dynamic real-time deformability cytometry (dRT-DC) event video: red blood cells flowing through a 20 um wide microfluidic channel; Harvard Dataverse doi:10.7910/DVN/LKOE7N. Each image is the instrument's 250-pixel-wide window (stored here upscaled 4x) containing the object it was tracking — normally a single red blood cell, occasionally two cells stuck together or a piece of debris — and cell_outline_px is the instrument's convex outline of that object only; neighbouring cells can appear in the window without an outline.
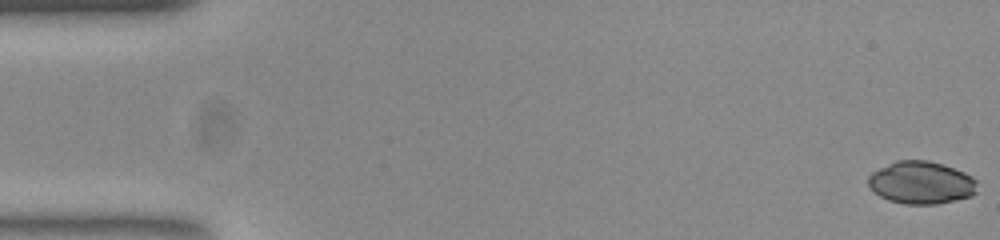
{"species": "common noctule bat (a hibernating species)", "species_latin": "Nyctalus noctula", "temperature_condition": "room temperature", "stored_images_in_passage": 54, "camera_frame_rate_fps": 3000, "um_per_image_px": 0.085, "animal": {"sex": "female", "body_mass_g": 23.0, "forearm_length_mm": 53.4}, "frame": {"image": 1, "passage_image": 1, "time_ms": 0.0, "image_size_px": [1000, 240], "cell_outline_px": [[976, 192], [972, 196], [956, 200], [936, 204], [904, 204], [888, 200], [872, 192], [868, 184], [868, 176], [872, 172], [896, 160], [928, 160], [964, 172], [972, 176], [976, 180]], "centroid_in_image_um": [78.28, 15.53], "position_along_channel_um": 6.7, "area_um2": 27.11}}
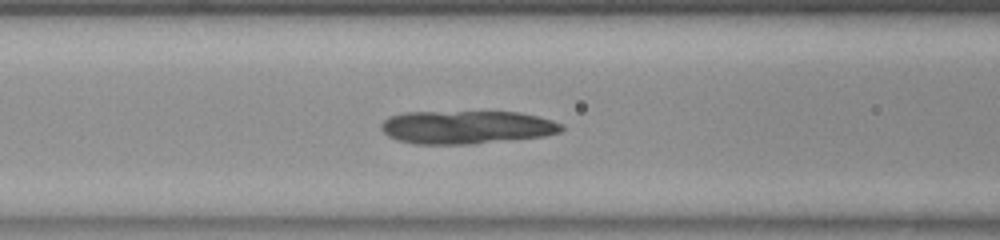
{"frame": {"image": 2, "passage_image": 22, "time_ms": 7.0, "image_size_px": [1000, 240], "cell_outline_px": [[564, 128], [560, 132], [544, 136], [468, 144], [412, 144], [396, 140], [388, 136], [380, 128], [380, 124], [388, 116], [404, 112], [520, 112], [552, 120], [564, 124]], "centroid_in_image_um": [39.62, 10.81], "position_along_channel_um": 127.0, "area_um2": 35.03}}
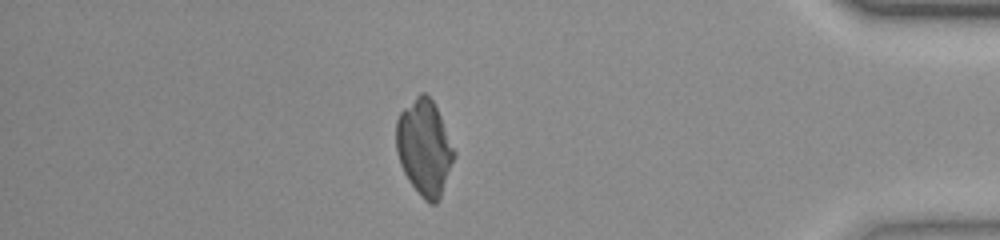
{"frame": {"image": 3, "passage_image": 47, "time_ms": 15.333, "image_size_px": [1000, 240], "cell_outline_px": [[456, 156], [440, 196], [436, 204], [428, 204], [420, 196], [408, 180], [400, 164], [396, 152], [396, 120], [400, 112], [420, 92], [424, 92], [432, 100], [440, 116], [456, 152]], "centroid_in_image_um": [36.06, 12.56], "position_along_channel_um": 399.1, "area_um2": 32.25}}